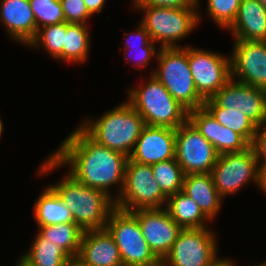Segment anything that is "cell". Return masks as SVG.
Here are the masks:
<instances>
[{
	"instance_id": "1",
	"label": "cell",
	"mask_w": 266,
	"mask_h": 266,
	"mask_svg": "<svg viewBox=\"0 0 266 266\" xmlns=\"http://www.w3.org/2000/svg\"><path fill=\"white\" fill-rule=\"evenodd\" d=\"M127 160L128 156L96 143L77 126L41 163L38 175L44 176L67 165L70 166L68 174L76 181L116 200L123 187ZM113 185H118L115 196L111 192Z\"/></svg>"
},
{
	"instance_id": "2",
	"label": "cell",
	"mask_w": 266,
	"mask_h": 266,
	"mask_svg": "<svg viewBox=\"0 0 266 266\" xmlns=\"http://www.w3.org/2000/svg\"><path fill=\"white\" fill-rule=\"evenodd\" d=\"M144 126L143 118L126 100L98 119L87 117L79 125L96 143L128 157Z\"/></svg>"
},
{
	"instance_id": "3",
	"label": "cell",
	"mask_w": 266,
	"mask_h": 266,
	"mask_svg": "<svg viewBox=\"0 0 266 266\" xmlns=\"http://www.w3.org/2000/svg\"><path fill=\"white\" fill-rule=\"evenodd\" d=\"M49 186L71 211L74 223L83 231L104 229L116 208L115 200L107 193L81 184L68 173L61 181Z\"/></svg>"
},
{
	"instance_id": "4",
	"label": "cell",
	"mask_w": 266,
	"mask_h": 266,
	"mask_svg": "<svg viewBox=\"0 0 266 266\" xmlns=\"http://www.w3.org/2000/svg\"><path fill=\"white\" fill-rule=\"evenodd\" d=\"M139 87H130L126 100L145 125L177 129L188 121V110L177 102L153 75Z\"/></svg>"
},
{
	"instance_id": "5",
	"label": "cell",
	"mask_w": 266,
	"mask_h": 266,
	"mask_svg": "<svg viewBox=\"0 0 266 266\" xmlns=\"http://www.w3.org/2000/svg\"><path fill=\"white\" fill-rule=\"evenodd\" d=\"M134 8L144 14L140 23L159 48L182 47L178 41L189 35L201 21L198 7L144 5Z\"/></svg>"
},
{
	"instance_id": "6",
	"label": "cell",
	"mask_w": 266,
	"mask_h": 266,
	"mask_svg": "<svg viewBox=\"0 0 266 266\" xmlns=\"http://www.w3.org/2000/svg\"><path fill=\"white\" fill-rule=\"evenodd\" d=\"M159 49L158 66L152 70L173 98L188 111L203 107L205 100L198 94L188 62V46Z\"/></svg>"
},
{
	"instance_id": "7",
	"label": "cell",
	"mask_w": 266,
	"mask_h": 266,
	"mask_svg": "<svg viewBox=\"0 0 266 266\" xmlns=\"http://www.w3.org/2000/svg\"><path fill=\"white\" fill-rule=\"evenodd\" d=\"M167 196L156 182L151 165L127 160L122 190L115 200V207L124 211L164 208Z\"/></svg>"
},
{
	"instance_id": "8",
	"label": "cell",
	"mask_w": 266,
	"mask_h": 266,
	"mask_svg": "<svg viewBox=\"0 0 266 266\" xmlns=\"http://www.w3.org/2000/svg\"><path fill=\"white\" fill-rule=\"evenodd\" d=\"M105 228L118 246L123 266H155L160 262L150 250L139 222L131 212L115 208Z\"/></svg>"
},
{
	"instance_id": "9",
	"label": "cell",
	"mask_w": 266,
	"mask_h": 266,
	"mask_svg": "<svg viewBox=\"0 0 266 266\" xmlns=\"http://www.w3.org/2000/svg\"><path fill=\"white\" fill-rule=\"evenodd\" d=\"M210 228L182 229L169 253L161 261L165 266H221L217 234Z\"/></svg>"
},
{
	"instance_id": "10",
	"label": "cell",
	"mask_w": 266,
	"mask_h": 266,
	"mask_svg": "<svg viewBox=\"0 0 266 266\" xmlns=\"http://www.w3.org/2000/svg\"><path fill=\"white\" fill-rule=\"evenodd\" d=\"M211 175L222 198L238 193L252 181L260 188V168L251 146L242 152L219 155Z\"/></svg>"
},
{
	"instance_id": "11",
	"label": "cell",
	"mask_w": 266,
	"mask_h": 266,
	"mask_svg": "<svg viewBox=\"0 0 266 266\" xmlns=\"http://www.w3.org/2000/svg\"><path fill=\"white\" fill-rule=\"evenodd\" d=\"M188 62L196 90L204 100L232 79L230 55L188 46Z\"/></svg>"
},
{
	"instance_id": "12",
	"label": "cell",
	"mask_w": 266,
	"mask_h": 266,
	"mask_svg": "<svg viewBox=\"0 0 266 266\" xmlns=\"http://www.w3.org/2000/svg\"><path fill=\"white\" fill-rule=\"evenodd\" d=\"M218 157L213 145L189 121L176 129L175 159L185 175L211 173Z\"/></svg>"
},
{
	"instance_id": "13",
	"label": "cell",
	"mask_w": 266,
	"mask_h": 266,
	"mask_svg": "<svg viewBox=\"0 0 266 266\" xmlns=\"http://www.w3.org/2000/svg\"><path fill=\"white\" fill-rule=\"evenodd\" d=\"M232 46L231 78L266 91V41L234 40Z\"/></svg>"
},
{
	"instance_id": "14",
	"label": "cell",
	"mask_w": 266,
	"mask_h": 266,
	"mask_svg": "<svg viewBox=\"0 0 266 266\" xmlns=\"http://www.w3.org/2000/svg\"><path fill=\"white\" fill-rule=\"evenodd\" d=\"M131 213L137 218L150 250L162 261L182 228L171 218L166 208L138 209Z\"/></svg>"
},
{
	"instance_id": "15",
	"label": "cell",
	"mask_w": 266,
	"mask_h": 266,
	"mask_svg": "<svg viewBox=\"0 0 266 266\" xmlns=\"http://www.w3.org/2000/svg\"><path fill=\"white\" fill-rule=\"evenodd\" d=\"M219 107L238 110L258 127L266 125V91L230 79L212 98Z\"/></svg>"
},
{
	"instance_id": "16",
	"label": "cell",
	"mask_w": 266,
	"mask_h": 266,
	"mask_svg": "<svg viewBox=\"0 0 266 266\" xmlns=\"http://www.w3.org/2000/svg\"><path fill=\"white\" fill-rule=\"evenodd\" d=\"M175 138L176 129L145 125L128 158L144 165L174 159Z\"/></svg>"
},
{
	"instance_id": "17",
	"label": "cell",
	"mask_w": 266,
	"mask_h": 266,
	"mask_svg": "<svg viewBox=\"0 0 266 266\" xmlns=\"http://www.w3.org/2000/svg\"><path fill=\"white\" fill-rule=\"evenodd\" d=\"M188 121L213 145L219 155L242 152L250 147L240 134L216 121L204 106L188 111Z\"/></svg>"
},
{
	"instance_id": "18",
	"label": "cell",
	"mask_w": 266,
	"mask_h": 266,
	"mask_svg": "<svg viewBox=\"0 0 266 266\" xmlns=\"http://www.w3.org/2000/svg\"><path fill=\"white\" fill-rule=\"evenodd\" d=\"M76 259L85 266H123L118 246L106 228L84 231Z\"/></svg>"
},
{
	"instance_id": "19",
	"label": "cell",
	"mask_w": 266,
	"mask_h": 266,
	"mask_svg": "<svg viewBox=\"0 0 266 266\" xmlns=\"http://www.w3.org/2000/svg\"><path fill=\"white\" fill-rule=\"evenodd\" d=\"M0 20L12 40L28 45L36 35V22L28 0H0Z\"/></svg>"
},
{
	"instance_id": "20",
	"label": "cell",
	"mask_w": 266,
	"mask_h": 266,
	"mask_svg": "<svg viewBox=\"0 0 266 266\" xmlns=\"http://www.w3.org/2000/svg\"><path fill=\"white\" fill-rule=\"evenodd\" d=\"M227 30L233 40L266 41V6L258 0H241L237 16Z\"/></svg>"
},
{
	"instance_id": "21",
	"label": "cell",
	"mask_w": 266,
	"mask_h": 266,
	"mask_svg": "<svg viewBox=\"0 0 266 266\" xmlns=\"http://www.w3.org/2000/svg\"><path fill=\"white\" fill-rule=\"evenodd\" d=\"M182 191L199 205L211 221L217 217L224 199L217 192L211 173L186 174Z\"/></svg>"
},
{
	"instance_id": "22",
	"label": "cell",
	"mask_w": 266,
	"mask_h": 266,
	"mask_svg": "<svg viewBox=\"0 0 266 266\" xmlns=\"http://www.w3.org/2000/svg\"><path fill=\"white\" fill-rule=\"evenodd\" d=\"M165 208L182 229L206 228V221H211L199 205L182 190L167 198Z\"/></svg>"
},
{
	"instance_id": "23",
	"label": "cell",
	"mask_w": 266,
	"mask_h": 266,
	"mask_svg": "<svg viewBox=\"0 0 266 266\" xmlns=\"http://www.w3.org/2000/svg\"><path fill=\"white\" fill-rule=\"evenodd\" d=\"M33 209L38 226L74 223L71 211L48 185L35 200Z\"/></svg>"
},
{
	"instance_id": "24",
	"label": "cell",
	"mask_w": 266,
	"mask_h": 266,
	"mask_svg": "<svg viewBox=\"0 0 266 266\" xmlns=\"http://www.w3.org/2000/svg\"><path fill=\"white\" fill-rule=\"evenodd\" d=\"M38 233L62 249L71 259L78 257L84 231L75 223L38 226Z\"/></svg>"
},
{
	"instance_id": "25",
	"label": "cell",
	"mask_w": 266,
	"mask_h": 266,
	"mask_svg": "<svg viewBox=\"0 0 266 266\" xmlns=\"http://www.w3.org/2000/svg\"><path fill=\"white\" fill-rule=\"evenodd\" d=\"M124 35L126 36L124 37L126 38L123 52V57L125 58L124 61L127 60L130 62L131 59L136 60H132L134 63H131V66L134 65V68L137 67V69L148 67L151 58L157 57L159 50L156 49V43L151 40V37L145 27L139 22L136 32L132 31L129 35L127 32H124ZM129 52H134L133 56L131 55V59L127 56L130 54Z\"/></svg>"
},
{
	"instance_id": "26",
	"label": "cell",
	"mask_w": 266,
	"mask_h": 266,
	"mask_svg": "<svg viewBox=\"0 0 266 266\" xmlns=\"http://www.w3.org/2000/svg\"><path fill=\"white\" fill-rule=\"evenodd\" d=\"M223 126L240 134L250 145L258 126L238 110L219 107L211 98L203 105Z\"/></svg>"
},
{
	"instance_id": "27",
	"label": "cell",
	"mask_w": 266,
	"mask_h": 266,
	"mask_svg": "<svg viewBox=\"0 0 266 266\" xmlns=\"http://www.w3.org/2000/svg\"><path fill=\"white\" fill-rule=\"evenodd\" d=\"M89 28L85 24L66 23L63 61L83 64L87 62L91 46Z\"/></svg>"
},
{
	"instance_id": "28",
	"label": "cell",
	"mask_w": 266,
	"mask_h": 266,
	"mask_svg": "<svg viewBox=\"0 0 266 266\" xmlns=\"http://www.w3.org/2000/svg\"><path fill=\"white\" fill-rule=\"evenodd\" d=\"M23 255L35 266H66L71 260L62 249L47 241L38 232L29 250Z\"/></svg>"
},
{
	"instance_id": "29",
	"label": "cell",
	"mask_w": 266,
	"mask_h": 266,
	"mask_svg": "<svg viewBox=\"0 0 266 266\" xmlns=\"http://www.w3.org/2000/svg\"><path fill=\"white\" fill-rule=\"evenodd\" d=\"M66 34V22L48 25L37 29L35 37L27 47H42L49 56L63 62L64 35Z\"/></svg>"
},
{
	"instance_id": "30",
	"label": "cell",
	"mask_w": 266,
	"mask_h": 266,
	"mask_svg": "<svg viewBox=\"0 0 266 266\" xmlns=\"http://www.w3.org/2000/svg\"><path fill=\"white\" fill-rule=\"evenodd\" d=\"M151 169L161 191L167 197L182 190L185 174L175 158L155 163L151 165Z\"/></svg>"
},
{
	"instance_id": "31",
	"label": "cell",
	"mask_w": 266,
	"mask_h": 266,
	"mask_svg": "<svg viewBox=\"0 0 266 266\" xmlns=\"http://www.w3.org/2000/svg\"><path fill=\"white\" fill-rule=\"evenodd\" d=\"M37 29L48 25L66 22L60 0H28Z\"/></svg>"
},
{
	"instance_id": "32",
	"label": "cell",
	"mask_w": 266,
	"mask_h": 266,
	"mask_svg": "<svg viewBox=\"0 0 266 266\" xmlns=\"http://www.w3.org/2000/svg\"><path fill=\"white\" fill-rule=\"evenodd\" d=\"M241 0H207V14L222 29H228L234 22Z\"/></svg>"
},
{
	"instance_id": "33",
	"label": "cell",
	"mask_w": 266,
	"mask_h": 266,
	"mask_svg": "<svg viewBox=\"0 0 266 266\" xmlns=\"http://www.w3.org/2000/svg\"><path fill=\"white\" fill-rule=\"evenodd\" d=\"M66 23L87 24L91 14L83 0H60Z\"/></svg>"
},
{
	"instance_id": "34",
	"label": "cell",
	"mask_w": 266,
	"mask_h": 266,
	"mask_svg": "<svg viewBox=\"0 0 266 266\" xmlns=\"http://www.w3.org/2000/svg\"><path fill=\"white\" fill-rule=\"evenodd\" d=\"M259 165H266V125L257 128L252 144Z\"/></svg>"
},
{
	"instance_id": "35",
	"label": "cell",
	"mask_w": 266,
	"mask_h": 266,
	"mask_svg": "<svg viewBox=\"0 0 266 266\" xmlns=\"http://www.w3.org/2000/svg\"><path fill=\"white\" fill-rule=\"evenodd\" d=\"M133 6L199 7L200 0H132Z\"/></svg>"
},
{
	"instance_id": "36",
	"label": "cell",
	"mask_w": 266,
	"mask_h": 266,
	"mask_svg": "<svg viewBox=\"0 0 266 266\" xmlns=\"http://www.w3.org/2000/svg\"><path fill=\"white\" fill-rule=\"evenodd\" d=\"M91 15L99 14L105 6L106 0H83Z\"/></svg>"
},
{
	"instance_id": "37",
	"label": "cell",
	"mask_w": 266,
	"mask_h": 266,
	"mask_svg": "<svg viewBox=\"0 0 266 266\" xmlns=\"http://www.w3.org/2000/svg\"><path fill=\"white\" fill-rule=\"evenodd\" d=\"M260 168V190L266 194V165H259Z\"/></svg>"
},
{
	"instance_id": "38",
	"label": "cell",
	"mask_w": 266,
	"mask_h": 266,
	"mask_svg": "<svg viewBox=\"0 0 266 266\" xmlns=\"http://www.w3.org/2000/svg\"><path fill=\"white\" fill-rule=\"evenodd\" d=\"M16 266H35L29 259H27L23 253L22 255L19 257V260L16 263Z\"/></svg>"
},
{
	"instance_id": "39",
	"label": "cell",
	"mask_w": 266,
	"mask_h": 266,
	"mask_svg": "<svg viewBox=\"0 0 266 266\" xmlns=\"http://www.w3.org/2000/svg\"><path fill=\"white\" fill-rule=\"evenodd\" d=\"M221 266H235V264L233 263L232 259H225L222 261ZM254 266H263V263L260 264H256Z\"/></svg>"
},
{
	"instance_id": "40",
	"label": "cell",
	"mask_w": 266,
	"mask_h": 266,
	"mask_svg": "<svg viewBox=\"0 0 266 266\" xmlns=\"http://www.w3.org/2000/svg\"><path fill=\"white\" fill-rule=\"evenodd\" d=\"M66 266H85V265H83L79 260L75 258L71 259Z\"/></svg>"
},
{
	"instance_id": "41",
	"label": "cell",
	"mask_w": 266,
	"mask_h": 266,
	"mask_svg": "<svg viewBox=\"0 0 266 266\" xmlns=\"http://www.w3.org/2000/svg\"><path fill=\"white\" fill-rule=\"evenodd\" d=\"M2 133H3V123H2V120L0 118V139L2 137Z\"/></svg>"
},
{
	"instance_id": "42",
	"label": "cell",
	"mask_w": 266,
	"mask_h": 266,
	"mask_svg": "<svg viewBox=\"0 0 266 266\" xmlns=\"http://www.w3.org/2000/svg\"><path fill=\"white\" fill-rule=\"evenodd\" d=\"M261 4H263L264 6H266V0H258Z\"/></svg>"
},
{
	"instance_id": "43",
	"label": "cell",
	"mask_w": 266,
	"mask_h": 266,
	"mask_svg": "<svg viewBox=\"0 0 266 266\" xmlns=\"http://www.w3.org/2000/svg\"><path fill=\"white\" fill-rule=\"evenodd\" d=\"M155 266H165L161 261Z\"/></svg>"
}]
</instances>
